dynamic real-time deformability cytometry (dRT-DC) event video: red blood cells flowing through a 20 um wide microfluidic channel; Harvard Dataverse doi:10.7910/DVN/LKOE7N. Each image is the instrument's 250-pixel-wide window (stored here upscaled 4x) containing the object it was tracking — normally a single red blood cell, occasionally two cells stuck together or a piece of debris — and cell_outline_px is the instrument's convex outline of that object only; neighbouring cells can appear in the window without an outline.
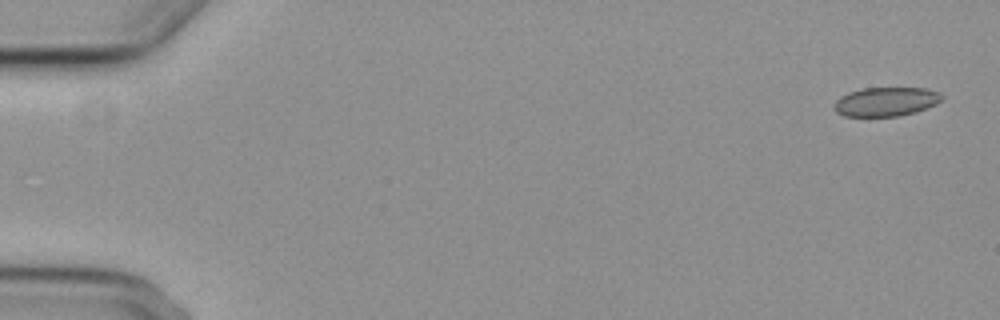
{"species": "common noctule bat (a hibernating species)", "species_latin": "Nyctalus noctula", "temperature_condition": "cold", "stored_images_in_passage": 4, "camera_frame_rate_fps": 3000, "um_per_image_px": 0.085, "animal": {"sex": "female", "body_mass_g": 29.2, "forearm_length_mm": 56.3}, "frame": {"image": 1, "passage_image": 1, "time_ms": 0.0, "image_size_px": [1000, 320], "cell_outline_px": [[944, 96], [936, 104], [916, 112], [900, 116], [844, 116], [836, 112], [832, 108], [832, 104], [840, 96], [848, 92], [864, 88], [924, 88], [940, 92]], "centroid_in_image_um": [75.27, 8.64], "position_along_channel_um": 9.7, "area_um2": 18.38}}